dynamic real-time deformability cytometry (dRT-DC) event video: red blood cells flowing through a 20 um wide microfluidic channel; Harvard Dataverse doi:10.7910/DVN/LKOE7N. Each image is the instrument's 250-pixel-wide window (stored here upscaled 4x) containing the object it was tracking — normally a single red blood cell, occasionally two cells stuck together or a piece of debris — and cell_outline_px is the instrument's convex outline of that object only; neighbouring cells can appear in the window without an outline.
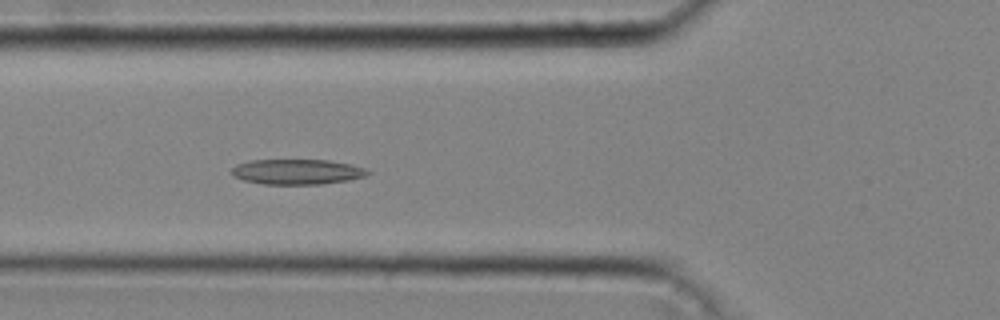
{"species": "common noctule bat (a hibernating species)", "species_latin": "Nyctalus noctula", "temperature_condition": "cold", "stored_images_in_passage": 42, "camera_frame_rate_fps": 3000, "um_per_image_px": 0.085, "animal": {"sex": "male", "body_mass_g": 20.4}, "frame": {"image": 1, "passage_image": 14, "time_ms": 4.333, "image_size_px": [1000, 320], "cell_outline_px": [[372, 172], [364, 176], [348, 180], [320, 184], [264, 184], [244, 180], [232, 176], [232, 168], [236, 164], [248, 160], [328, 160], [352, 164], [368, 168]], "centroid_in_image_um": [25.27, 14.59], "position_along_channel_um": 100.5, "area_um2": 20.11}}
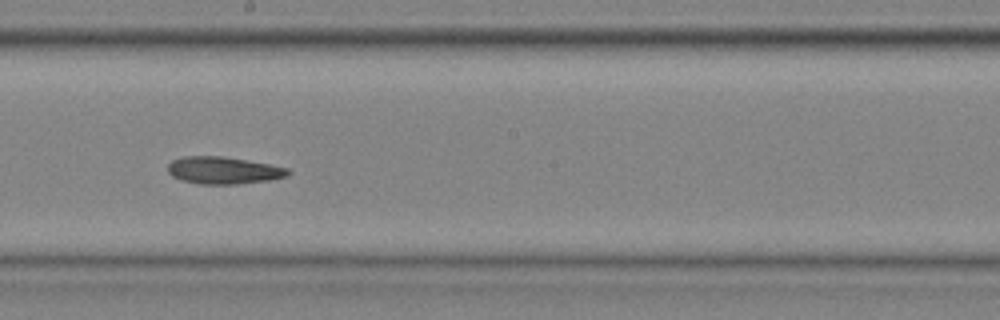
{"frame": {"image": 2, "passage_image": 23, "time_ms": 7.333, "image_size_px": [1000, 320], "cell_outline_px": [[292, 172], [288, 176], [268, 180], [236, 184], [200, 184], [180, 180], [172, 176], [168, 172], [168, 164], [172, 160], [184, 156], [220, 156], [268, 164], [288, 168]], "centroid_in_image_um": [18.97, 14.48], "position_along_channel_um": 229.2, "area_um2": 18.96}}
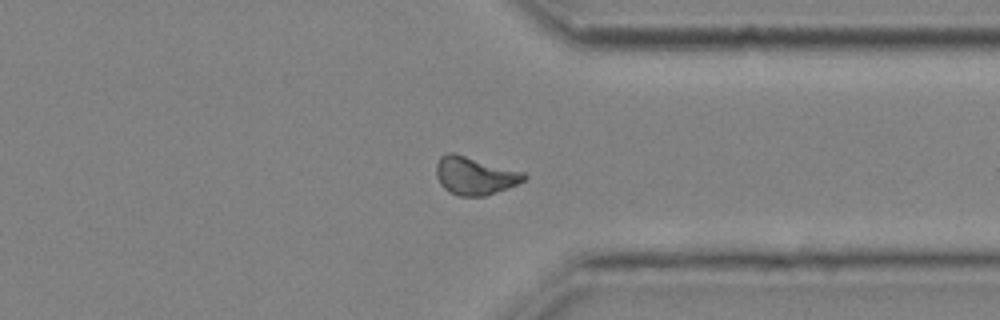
{"frame": {"image": 3, "passage_image": 33, "time_ms": 10.667, "image_size_px": [1000, 320], "cell_outline_px": [[528, 176], [524, 180], [508, 188], [484, 196], [456, 196], [448, 192], [440, 184], [436, 176], [436, 164], [440, 156], [448, 152], [452, 152], [524, 172]], "centroid_in_image_um": [40.32, 14.94], "position_along_channel_um": 371.1, "area_um2": 19.42}, "authors_computed_cell_mechanics": {"area_um2": 19.4786, "velocity_mm_per_s": 4.2884, "shape_relaxation_time_tau1_ms": 4.9902, "shape_relaxation_time_tau2_ms": null, "deformation_change_tau1": 0.1175, "deformation_change_tau2": null}}